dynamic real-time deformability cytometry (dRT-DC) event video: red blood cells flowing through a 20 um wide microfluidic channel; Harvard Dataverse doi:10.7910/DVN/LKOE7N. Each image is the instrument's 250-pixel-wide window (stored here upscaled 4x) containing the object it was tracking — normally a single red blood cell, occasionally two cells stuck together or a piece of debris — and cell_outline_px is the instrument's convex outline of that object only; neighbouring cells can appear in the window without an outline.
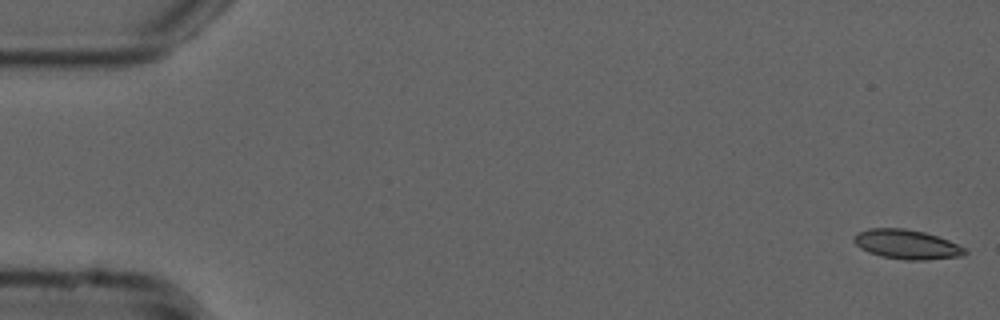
{"species": "common noctule bat (a hibernating species)", "species_latin": "Nyctalus noctula", "temperature_condition": "cold", "stored_images_in_passage": 54, "camera_frame_rate_fps": 3000, "um_per_image_px": 0.085, "animal": {"sex": "male", "forearm_length_mm": 52.5}, "frame": {"image": 1, "passage_image": 1, "time_ms": 0.0, "image_size_px": [1000, 320], "cell_outline_px": [[968, 252], [964, 256], [928, 260], [904, 260], [880, 256], [868, 252], [860, 248], [852, 240], [852, 236], [868, 228], [904, 228], [924, 232], [948, 240], [964, 248]], "centroid_in_image_um": [77.05, 20.78], "position_along_channel_um": 7.9, "area_um2": 19.13}}
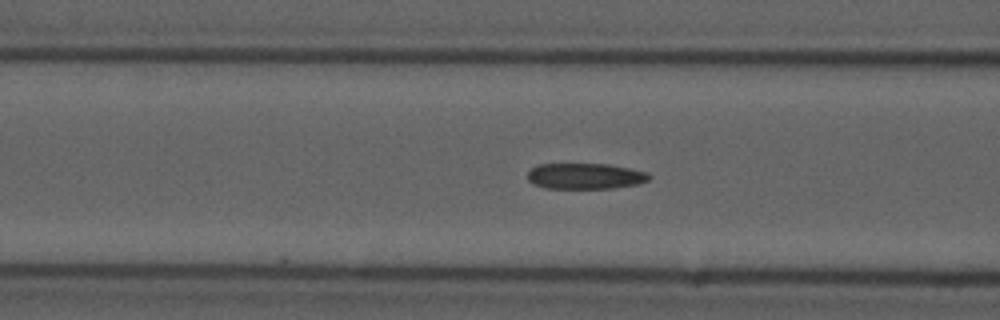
{"frame": {"image": 2, "passage_image": 21, "time_ms": 6.667, "image_size_px": [1000, 320], "cell_outline_px": [[652, 176], [648, 180], [636, 184], [612, 188], [544, 188], [532, 184], [528, 180], [528, 172], [536, 164], [608, 164], [648, 172]], "centroid_in_image_um": [49.72, 14.97], "position_along_channel_um": 116.9, "area_um2": 18.32}}
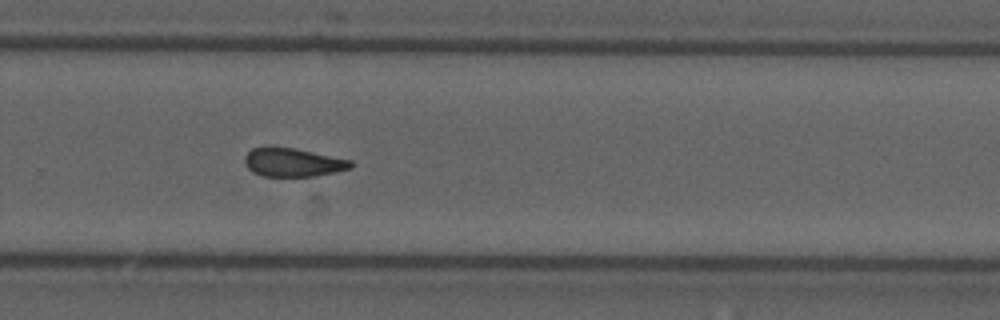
{"frame": {"image": 3, "passage_image": 36, "time_ms": 11.667, "image_size_px": [1000, 320], "cell_outline_px": [[356, 164], [352, 168], [336, 172], [316, 176], [264, 176], [252, 172], [248, 168], [244, 160], [244, 156], [252, 148], [264, 144], [272, 144], [352, 160]], "centroid_in_image_um": [24.88, 13.77], "position_along_channel_um": 304.9, "area_um2": 18.15}, "authors_computed_cell_mechanics": {"area_um2": 18.6405, "velocity_mm_per_s": 3.773, "shape_relaxation_time_tau1_ms": null, "shape_relaxation_time_tau2_ms": 2.9348, "deformation_change_tau1": null, "deformation_change_tau2": 0.1049}}